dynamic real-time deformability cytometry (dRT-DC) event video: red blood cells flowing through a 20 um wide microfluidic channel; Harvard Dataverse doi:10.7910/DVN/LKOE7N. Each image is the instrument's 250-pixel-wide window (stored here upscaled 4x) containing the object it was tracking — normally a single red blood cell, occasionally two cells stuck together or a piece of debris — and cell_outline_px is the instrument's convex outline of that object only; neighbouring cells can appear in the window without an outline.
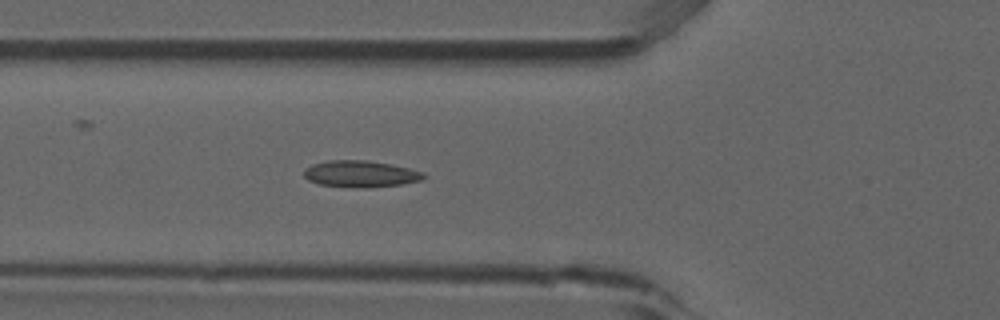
{"species": "common noctule bat (a hibernating species)", "species_latin": "Nyctalus noctula", "temperature_condition": "room temperature", "stored_images_in_passage": 2, "camera_frame_rate_fps": 3000, "um_per_image_px": 0.085, "animal": {"sex": "male", "forearm_length_mm": 52.5}, "frame": {"image": 1, "passage_image": 2, "time_ms": 0.333, "image_size_px": [1000, 320], "cell_outline_px": [[428, 176], [420, 180], [404, 184], [368, 188], [356, 188], [320, 184], [308, 180], [304, 176], [304, 168], [312, 164], [328, 160], [364, 160], [392, 164], [424, 172]], "centroid_in_image_um": [30.66, 14.78], "position_along_channel_um": 95.1, "area_um2": 18.73}}